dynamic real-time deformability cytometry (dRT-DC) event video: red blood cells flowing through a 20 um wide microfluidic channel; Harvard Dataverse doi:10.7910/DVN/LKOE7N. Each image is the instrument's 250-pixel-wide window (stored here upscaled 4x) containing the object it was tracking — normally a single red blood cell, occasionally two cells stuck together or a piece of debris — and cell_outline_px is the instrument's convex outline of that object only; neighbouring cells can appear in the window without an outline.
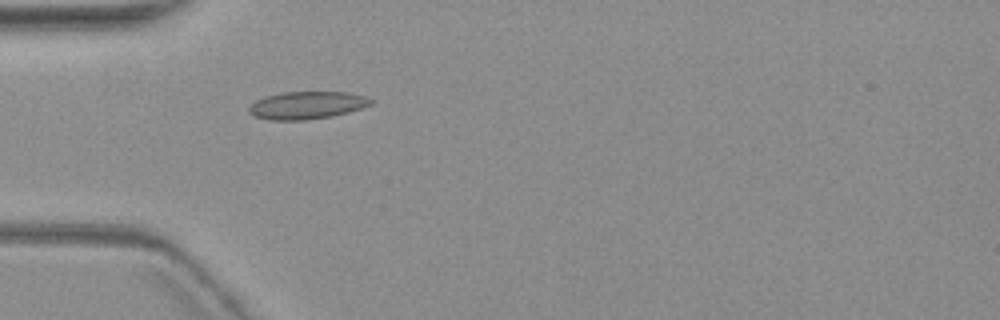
{"species": "common noctule bat (a hibernating species)", "species_latin": "Nyctalus noctula", "temperature_condition": "warm", "stored_images_in_passage": 1, "camera_frame_rate_fps": 3000, "um_per_image_px": 0.085, "animal": {"sex": "female", "body_mass_g": 19.3, "forearm_length_mm": 54.1}, "frame": {"image": 1, "passage_image": 1, "time_ms": 0.0, "image_size_px": [1000, 320], "cell_outline_px": [[376, 100], [372, 104], [348, 112], [332, 116], [304, 120], [268, 120], [256, 116], [248, 112], [248, 108], [256, 100], [264, 96], [284, 92], [348, 92], [364, 96]], "centroid_in_image_um": [26.09, 8.94], "position_along_channel_um": 58.9, "area_um2": 19.59}}